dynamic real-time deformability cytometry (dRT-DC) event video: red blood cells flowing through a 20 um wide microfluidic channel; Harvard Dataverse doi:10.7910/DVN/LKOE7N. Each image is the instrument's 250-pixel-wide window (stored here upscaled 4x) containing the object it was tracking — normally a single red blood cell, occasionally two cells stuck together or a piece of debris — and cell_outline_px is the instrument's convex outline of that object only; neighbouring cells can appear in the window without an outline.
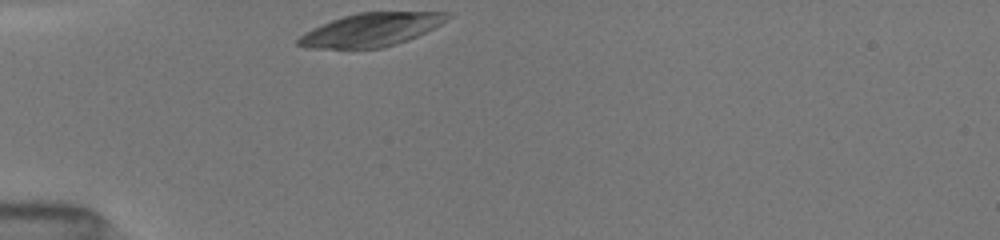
{"species": "common noctule bat (a hibernating species)", "species_latin": "Nyctalus noctula", "temperature_condition": "room temperature", "stored_images_in_passage": 29, "camera_frame_rate_fps": 3000, "um_per_image_px": 0.085, "animal": {"sex": "female", "body_mass_g": 19.5, "forearm_length_mm": 54.1}, "frame": {"image": 1, "passage_image": 1, "time_ms": 0.0, "image_size_px": [1000, 240], "cell_outline_px": [[436, 12], [428, 28], [404, 40], [392, 44], [376, 48], [332, 48], [300, 44], [300, 40], [308, 32], [316, 28], [336, 20], [348, 16], [364, 12]], "centroid_in_image_um": [31.35, 2.55], "position_along_channel_um": 53.6, "area_um2": 25.2}}
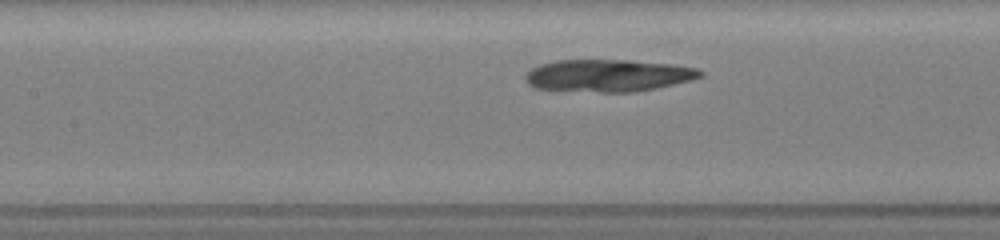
{"frame": {"image": 2, "passage_image": 10, "time_ms": 3.0, "image_size_px": [1000, 240], "cell_outline_px": [[700, 76], [652, 88], [620, 92], [608, 92], [540, 88], [532, 84], [528, 80], [528, 76], [536, 68], [548, 64], [568, 60], [604, 60], [660, 64], [688, 68], [700, 72]], "centroid_in_image_um": [51.63, 6.43], "position_along_channel_um": 155.8, "area_um2": 29.82}}
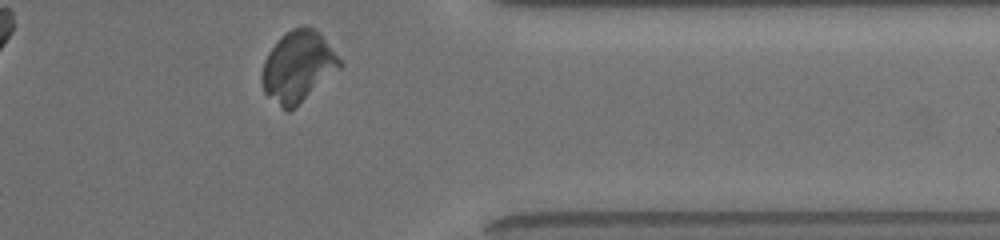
{"frame": {"image": 3, "passage_image": 28, "time_ms": 9.0, "image_size_px": [1000, 240], "cell_outline_px": [[340, 64], [292, 108], [284, 108], [264, 92], [264, 64], [272, 48], [288, 32], [296, 28], [312, 28], [320, 36], [340, 60]], "centroid_in_image_um": [25.28, 5.63], "position_along_channel_um": 386.1, "area_um2": 28.9}, "authors_computed_cell_mechanics": {"area_um2": 29.0734, "velocity_mm_per_s": 3.9842, "shape_relaxation_time_tau1_ms": 10.927, "shape_relaxation_time_tau2_ms": 2.3271, "deformation_change_tau1": 0.4078, "deformation_change_tau2": 0.0511}}